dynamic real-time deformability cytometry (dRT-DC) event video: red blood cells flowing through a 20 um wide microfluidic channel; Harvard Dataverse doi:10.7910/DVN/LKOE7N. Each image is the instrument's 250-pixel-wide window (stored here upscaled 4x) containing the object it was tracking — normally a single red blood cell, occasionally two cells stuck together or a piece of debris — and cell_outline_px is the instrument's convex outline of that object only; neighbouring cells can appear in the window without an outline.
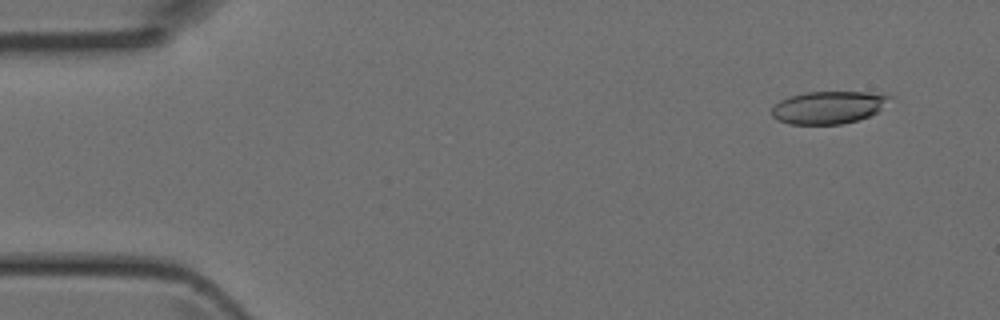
{"species": "Egyptian fruit bat (a non-hibernating species)", "species_latin": "Rousettus aegyptiacus", "temperature_condition": "room temperature", "stored_images_in_passage": 3, "camera_frame_rate_fps": 3000, "um_per_image_px": 0.085, "animal": {"sex": "female"}, "frame": {"image": 1, "passage_image": 1, "time_ms": 0.0, "image_size_px": [1000, 320], "cell_outline_px": [[896, 96], [876, 112], [868, 116], [856, 120], [840, 124], [788, 124], [776, 120], [772, 116], [772, 108], [780, 100], [788, 96], [804, 92], [868, 92]], "centroid_in_image_um": [70.4, 9.12], "position_along_channel_um": 14.6, "area_um2": 22.43}}